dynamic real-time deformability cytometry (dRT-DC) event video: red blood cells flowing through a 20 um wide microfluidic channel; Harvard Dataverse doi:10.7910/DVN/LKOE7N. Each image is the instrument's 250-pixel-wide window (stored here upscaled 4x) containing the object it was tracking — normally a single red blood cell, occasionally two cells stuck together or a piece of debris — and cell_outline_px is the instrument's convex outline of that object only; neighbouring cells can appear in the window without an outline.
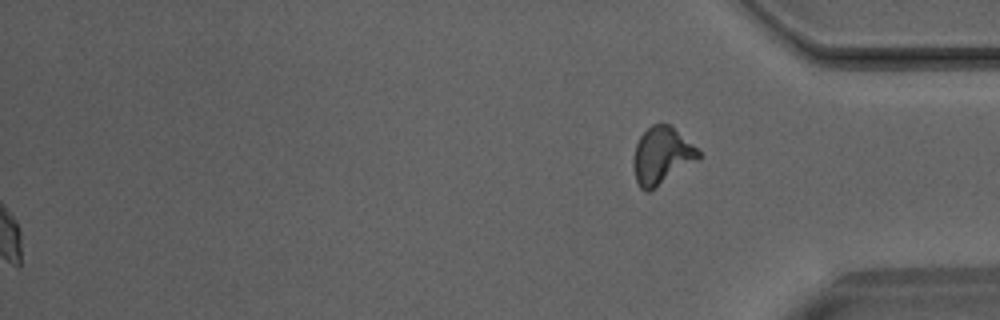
{"species": "Egyptian fruit bat (a non-hibernating species)", "species_latin": "Rousettus aegyptiacus", "temperature_condition": "room temperature", "stored_images_in_passage": 45, "segment_of_instrument_passage": [2, 2], "camera_frame_rate_fps": 3000, "um_per_image_px": 0.085, "animal": {"sex": "male"}, "frame": {"image": 1, "passage_image": 45, "time_ms": 14.667, "image_size_px": [1000, 320], "cell_outline_px": [[700, 160], [648, 192], [644, 192], [640, 188], [636, 180], [632, 164], [632, 160], [636, 144], [640, 136], [652, 124], [672, 124], [700, 152]], "centroid_in_image_um": [56.25, 13.24], "position_along_channel_um": 379.0, "area_um2": 21.91}}